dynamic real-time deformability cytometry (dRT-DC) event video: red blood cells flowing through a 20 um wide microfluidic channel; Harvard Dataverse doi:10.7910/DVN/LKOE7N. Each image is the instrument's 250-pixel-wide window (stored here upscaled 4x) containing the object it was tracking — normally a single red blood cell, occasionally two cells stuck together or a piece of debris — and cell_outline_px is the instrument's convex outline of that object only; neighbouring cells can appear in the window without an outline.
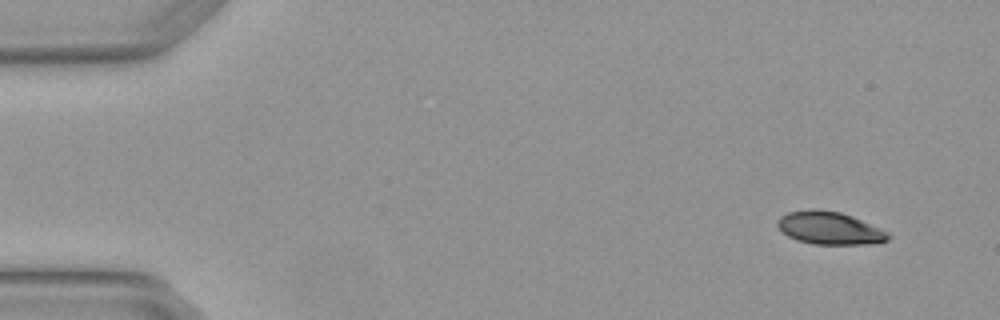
{"species": "Egyptian fruit bat (a non-hibernating species)", "species_latin": "Rousettus aegyptiacus", "temperature_condition": "warm", "stored_images_in_passage": 4, "camera_frame_rate_fps": 3000, "um_per_image_px": 0.085, "animal": {"sex": "female"}, "frame": {"image": 1, "passage_image": 1, "time_ms": 0.0, "image_size_px": [1000, 320], "cell_outline_px": [[892, 236], [888, 240], [872, 244], [812, 244], [796, 240], [788, 236], [776, 224], [776, 220], [780, 216], [788, 212], [812, 208], [816, 208], [840, 212], [852, 216], [880, 228], [888, 232]], "centroid_in_image_um": [70.51, 19.38], "position_along_channel_um": 14.5, "area_um2": 21.27}}
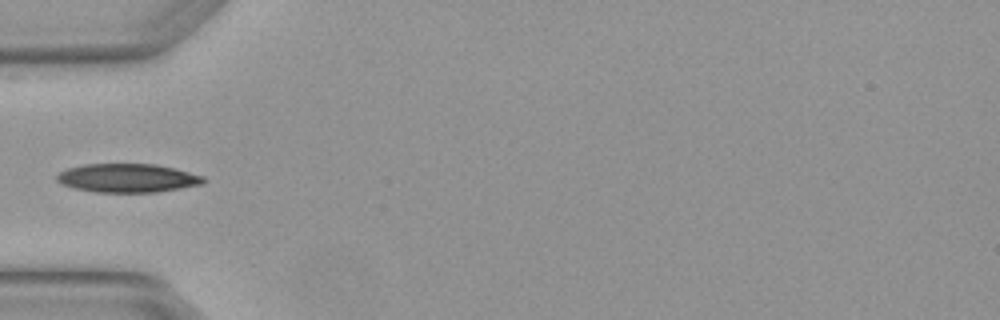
{"frame": {"image": 2, "passage_image": 4, "time_ms": 1.0, "image_size_px": [1000, 320], "cell_outline_px": [[204, 184], [156, 192], [96, 192], [76, 188], [64, 184], [56, 180], [56, 176], [60, 172], [68, 168], [84, 164], [156, 164], [204, 176]], "centroid_in_image_um": [10.85, 15.13], "position_along_channel_um": 74.2, "area_um2": 24.22}}